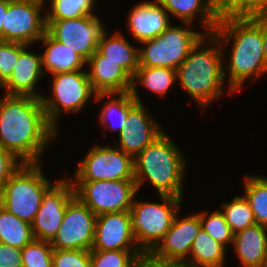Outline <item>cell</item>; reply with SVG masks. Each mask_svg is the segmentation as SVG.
I'll return each mask as SVG.
<instances>
[{
	"label": "cell",
	"instance_id": "1",
	"mask_svg": "<svg viewBox=\"0 0 267 267\" xmlns=\"http://www.w3.org/2000/svg\"><path fill=\"white\" fill-rule=\"evenodd\" d=\"M57 133L47 121L41 98L6 94L0 98V146L23 164L40 163L43 149Z\"/></svg>",
	"mask_w": 267,
	"mask_h": 267
},
{
	"label": "cell",
	"instance_id": "2",
	"mask_svg": "<svg viewBox=\"0 0 267 267\" xmlns=\"http://www.w3.org/2000/svg\"><path fill=\"white\" fill-rule=\"evenodd\" d=\"M212 34L225 45L231 40L229 65L226 66L229 94L240 90L248 78L256 80L267 72L260 26L251 17L220 20Z\"/></svg>",
	"mask_w": 267,
	"mask_h": 267
},
{
	"label": "cell",
	"instance_id": "3",
	"mask_svg": "<svg viewBox=\"0 0 267 267\" xmlns=\"http://www.w3.org/2000/svg\"><path fill=\"white\" fill-rule=\"evenodd\" d=\"M221 45L212 33L205 34L176 69L177 80L201 109L223 93L226 73Z\"/></svg>",
	"mask_w": 267,
	"mask_h": 267
},
{
	"label": "cell",
	"instance_id": "4",
	"mask_svg": "<svg viewBox=\"0 0 267 267\" xmlns=\"http://www.w3.org/2000/svg\"><path fill=\"white\" fill-rule=\"evenodd\" d=\"M165 131L134 158L137 191L148 180L159 195L182 198L186 161Z\"/></svg>",
	"mask_w": 267,
	"mask_h": 267
},
{
	"label": "cell",
	"instance_id": "5",
	"mask_svg": "<svg viewBox=\"0 0 267 267\" xmlns=\"http://www.w3.org/2000/svg\"><path fill=\"white\" fill-rule=\"evenodd\" d=\"M40 165L22 164L0 192V206L29 224L36 217L44 192L53 184Z\"/></svg>",
	"mask_w": 267,
	"mask_h": 267
},
{
	"label": "cell",
	"instance_id": "6",
	"mask_svg": "<svg viewBox=\"0 0 267 267\" xmlns=\"http://www.w3.org/2000/svg\"><path fill=\"white\" fill-rule=\"evenodd\" d=\"M161 203L135 201L130 209L131 231L138 248L149 255L171 228L182 198L159 195Z\"/></svg>",
	"mask_w": 267,
	"mask_h": 267
},
{
	"label": "cell",
	"instance_id": "7",
	"mask_svg": "<svg viewBox=\"0 0 267 267\" xmlns=\"http://www.w3.org/2000/svg\"><path fill=\"white\" fill-rule=\"evenodd\" d=\"M52 75L53 97L42 96L41 100L47 121L56 130L58 128L56 122L62 111L80 112L92 96L98 101L105 97L111 98L113 95V93H96L92 88L87 71L77 70Z\"/></svg>",
	"mask_w": 267,
	"mask_h": 267
},
{
	"label": "cell",
	"instance_id": "8",
	"mask_svg": "<svg viewBox=\"0 0 267 267\" xmlns=\"http://www.w3.org/2000/svg\"><path fill=\"white\" fill-rule=\"evenodd\" d=\"M205 34L187 26L183 28L170 25L161 35L141 42L145 48L139 49V67H167L176 70Z\"/></svg>",
	"mask_w": 267,
	"mask_h": 267
},
{
	"label": "cell",
	"instance_id": "9",
	"mask_svg": "<svg viewBox=\"0 0 267 267\" xmlns=\"http://www.w3.org/2000/svg\"><path fill=\"white\" fill-rule=\"evenodd\" d=\"M75 196L96 216L130 211L137 193L135 180L72 181Z\"/></svg>",
	"mask_w": 267,
	"mask_h": 267
},
{
	"label": "cell",
	"instance_id": "10",
	"mask_svg": "<svg viewBox=\"0 0 267 267\" xmlns=\"http://www.w3.org/2000/svg\"><path fill=\"white\" fill-rule=\"evenodd\" d=\"M75 180H135L134 158L120 148L94 145L78 166Z\"/></svg>",
	"mask_w": 267,
	"mask_h": 267
},
{
	"label": "cell",
	"instance_id": "11",
	"mask_svg": "<svg viewBox=\"0 0 267 267\" xmlns=\"http://www.w3.org/2000/svg\"><path fill=\"white\" fill-rule=\"evenodd\" d=\"M46 32L87 61L97 50L105 26L97 15L75 19L46 20Z\"/></svg>",
	"mask_w": 267,
	"mask_h": 267
},
{
	"label": "cell",
	"instance_id": "12",
	"mask_svg": "<svg viewBox=\"0 0 267 267\" xmlns=\"http://www.w3.org/2000/svg\"><path fill=\"white\" fill-rule=\"evenodd\" d=\"M97 216L76 196L68 203L53 249L91 251Z\"/></svg>",
	"mask_w": 267,
	"mask_h": 267
},
{
	"label": "cell",
	"instance_id": "13",
	"mask_svg": "<svg viewBox=\"0 0 267 267\" xmlns=\"http://www.w3.org/2000/svg\"><path fill=\"white\" fill-rule=\"evenodd\" d=\"M45 0L10 2L3 22V41L31 45L46 33V17L40 12Z\"/></svg>",
	"mask_w": 267,
	"mask_h": 267
},
{
	"label": "cell",
	"instance_id": "14",
	"mask_svg": "<svg viewBox=\"0 0 267 267\" xmlns=\"http://www.w3.org/2000/svg\"><path fill=\"white\" fill-rule=\"evenodd\" d=\"M75 197L71 179L52 184L42 197V204L31 224L34 239L51 242L57 235L68 203Z\"/></svg>",
	"mask_w": 267,
	"mask_h": 267
},
{
	"label": "cell",
	"instance_id": "15",
	"mask_svg": "<svg viewBox=\"0 0 267 267\" xmlns=\"http://www.w3.org/2000/svg\"><path fill=\"white\" fill-rule=\"evenodd\" d=\"M178 214L163 240L149 254L153 260L182 265L190 255L192 243L201 228L199 213L185 218H179Z\"/></svg>",
	"mask_w": 267,
	"mask_h": 267
},
{
	"label": "cell",
	"instance_id": "16",
	"mask_svg": "<svg viewBox=\"0 0 267 267\" xmlns=\"http://www.w3.org/2000/svg\"><path fill=\"white\" fill-rule=\"evenodd\" d=\"M105 250L141 251L131 231L130 211L104 213L97 216L91 251Z\"/></svg>",
	"mask_w": 267,
	"mask_h": 267
},
{
	"label": "cell",
	"instance_id": "17",
	"mask_svg": "<svg viewBox=\"0 0 267 267\" xmlns=\"http://www.w3.org/2000/svg\"><path fill=\"white\" fill-rule=\"evenodd\" d=\"M145 109L143 103H136L128 112L126 126L118 134V148L133 158L164 132Z\"/></svg>",
	"mask_w": 267,
	"mask_h": 267
},
{
	"label": "cell",
	"instance_id": "18",
	"mask_svg": "<svg viewBox=\"0 0 267 267\" xmlns=\"http://www.w3.org/2000/svg\"><path fill=\"white\" fill-rule=\"evenodd\" d=\"M128 16L130 33L139 43L161 35L170 26L169 13L156 0L135 5Z\"/></svg>",
	"mask_w": 267,
	"mask_h": 267
},
{
	"label": "cell",
	"instance_id": "19",
	"mask_svg": "<svg viewBox=\"0 0 267 267\" xmlns=\"http://www.w3.org/2000/svg\"><path fill=\"white\" fill-rule=\"evenodd\" d=\"M86 63L90 66L87 74L96 93L130 92L132 77L116 62L103 60V55L96 50Z\"/></svg>",
	"mask_w": 267,
	"mask_h": 267
},
{
	"label": "cell",
	"instance_id": "20",
	"mask_svg": "<svg viewBox=\"0 0 267 267\" xmlns=\"http://www.w3.org/2000/svg\"><path fill=\"white\" fill-rule=\"evenodd\" d=\"M27 47L29 45L20 52L11 77L2 87L6 89V95L41 98L43 95L35 92V84L44 75L41 55L28 51Z\"/></svg>",
	"mask_w": 267,
	"mask_h": 267
},
{
	"label": "cell",
	"instance_id": "21",
	"mask_svg": "<svg viewBox=\"0 0 267 267\" xmlns=\"http://www.w3.org/2000/svg\"><path fill=\"white\" fill-rule=\"evenodd\" d=\"M233 247L243 267L267 263V227L255 224L234 234Z\"/></svg>",
	"mask_w": 267,
	"mask_h": 267
},
{
	"label": "cell",
	"instance_id": "22",
	"mask_svg": "<svg viewBox=\"0 0 267 267\" xmlns=\"http://www.w3.org/2000/svg\"><path fill=\"white\" fill-rule=\"evenodd\" d=\"M39 41L46 46L45 52L41 55L44 74V70L51 74L82 70L86 64V61L79 54L53 39L47 32Z\"/></svg>",
	"mask_w": 267,
	"mask_h": 267
},
{
	"label": "cell",
	"instance_id": "23",
	"mask_svg": "<svg viewBox=\"0 0 267 267\" xmlns=\"http://www.w3.org/2000/svg\"><path fill=\"white\" fill-rule=\"evenodd\" d=\"M106 30L101 34L97 51L103 55V60H112L123 68L131 77L139 68V48L133 47L120 33L106 38Z\"/></svg>",
	"mask_w": 267,
	"mask_h": 267
},
{
	"label": "cell",
	"instance_id": "24",
	"mask_svg": "<svg viewBox=\"0 0 267 267\" xmlns=\"http://www.w3.org/2000/svg\"><path fill=\"white\" fill-rule=\"evenodd\" d=\"M167 12H170L183 21L186 25H191L195 17L199 16L205 33L213 32L218 24V20L212 14L208 0H156Z\"/></svg>",
	"mask_w": 267,
	"mask_h": 267
},
{
	"label": "cell",
	"instance_id": "25",
	"mask_svg": "<svg viewBox=\"0 0 267 267\" xmlns=\"http://www.w3.org/2000/svg\"><path fill=\"white\" fill-rule=\"evenodd\" d=\"M226 248L212 239L200 228L191 246L189 257L182 264L184 267H224Z\"/></svg>",
	"mask_w": 267,
	"mask_h": 267
},
{
	"label": "cell",
	"instance_id": "26",
	"mask_svg": "<svg viewBox=\"0 0 267 267\" xmlns=\"http://www.w3.org/2000/svg\"><path fill=\"white\" fill-rule=\"evenodd\" d=\"M176 79L175 69L167 67H139L132 77L131 96L137 103H142L136 87L138 82L146 86L151 92L164 96Z\"/></svg>",
	"mask_w": 267,
	"mask_h": 267
},
{
	"label": "cell",
	"instance_id": "27",
	"mask_svg": "<svg viewBox=\"0 0 267 267\" xmlns=\"http://www.w3.org/2000/svg\"><path fill=\"white\" fill-rule=\"evenodd\" d=\"M33 239L31 224L0 206V243L23 249Z\"/></svg>",
	"mask_w": 267,
	"mask_h": 267
},
{
	"label": "cell",
	"instance_id": "28",
	"mask_svg": "<svg viewBox=\"0 0 267 267\" xmlns=\"http://www.w3.org/2000/svg\"><path fill=\"white\" fill-rule=\"evenodd\" d=\"M244 197L249 203L256 224L267 227V177L246 176Z\"/></svg>",
	"mask_w": 267,
	"mask_h": 267
},
{
	"label": "cell",
	"instance_id": "29",
	"mask_svg": "<svg viewBox=\"0 0 267 267\" xmlns=\"http://www.w3.org/2000/svg\"><path fill=\"white\" fill-rule=\"evenodd\" d=\"M113 95H118L119 98L115 99L113 96V98L105 103L102 112H100L99 120L103 126L105 125L107 128H110L109 131L117 129L119 134L126 126L129 110L137 103V101L131 96L130 92L113 93ZM113 116H118V118L114 117V119H112ZM115 119L117 120L116 124ZM109 123L112 124L110 125Z\"/></svg>",
	"mask_w": 267,
	"mask_h": 267
},
{
	"label": "cell",
	"instance_id": "30",
	"mask_svg": "<svg viewBox=\"0 0 267 267\" xmlns=\"http://www.w3.org/2000/svg\"><path fill=\"white\" fill-rule=\"evenodd\" d=\"M221 208L234 234L256 224L253 211L244 196H236L232 202L222 204Z\"/></svg>",
	"mask_w": 267,
	"mask_h": 267
},
{
	"label": "cell",
	"instance_id": "31",
	"mask_svg": "<svg viewBox=\"0 0 267 267\" xmlns=\"http://www.w3.org/2000/svg\"><path fill=\"white\" fill-rule=\"evenodd\" d=\"M95 0H51L49 13H45L46 20L75 19L92 13Z\"/></svg>",
	"mask_w": 267,
	"mask_h": 267
},
{
	"label": "cell",
	"instance_id": "32",
	"mask_svg": "<svg viewBox=\"0 0 267 267\" xmlns=\"http://www.w3.org/2000/svg\"><path fill=\"white\" fill-rule=\"evenodd\" d=\"M143 256L142 251H90V267H135Z\"/></svg>",
	"mask_w": 267,
	"mask_h": 267
},
{
	"label": "cell",
	"instance_id": "33",
	"mask_svg": "<svg viewBox=\"0 0 267 267\" xmlns=\"http://www.w3.org/2000/svg\"><path fill=\"white\" fill-rule=\"evenodd\" d=\"M207 212H200L199 219L202 229L215 241L226 247V244H233L234 233L225 220L224 214L216 210L211 215Z\"/></svg>",
	"mask_w": 267,
	"mask_h": 267
},
{
	"label": "cell",
	"instance_id": "34",
	"mask_svg": "<svg viewBox=\"0 0 267 267\" xmlns=\"http://www.w3.org/2000/svg\"><path fill=\"white\" fill-rule=\"evenodd\" d=\"M22 267H53L50 242L33 239L21 249Z\"/></svg>",
	"mask_w": 267,
	"mask_h": 267
},
{
	"label": "cell",
	"instance_id": "35",
	"mask_svg": "<svg viewBox=\"0 0 267 267\" xmlns=\"http://www.w3.org/2000/svg\"><path fill=\"white\" fill-rule=\"evenodd\" d=\"M28 45L0 40V87L11 77L20 52Z\"/></svg>",
	"mask_w": 267,
	"mask_h": 267
},
{
	"label": "cell",
	"instance_id": "36",
	"mask_svg": "<svg viewBox=\"0 0 267 267\" xmlns=\"http://www.w3.org/2000/svg\"><path fill=\"white\" fill-rule=\"evenodd\" d=\"M53 267H90V251L53 249Z\"/></svg>",
	"mask_w": 267,
	"mask_h": 267
},
{
	"label": "cell",
	"instance_id": "37",
	"mask_svg": "<svg viewBox=\"0 0 267 267\" xmlns=\"http://www.w3.org/2000/svg\"><path fill=\"white\" fill-rule=\"evenodd\" d=\"M208 3L218 21L224 18L243 17V0H208Z\"/></svg>",
	"mask_w": 267,
	"mask_h": 267
},
{
	"label": "cell",
	"instance_id": "38",
	"mask_svg": "<svg viewBox=\"0 0 267 267\" xmlns=\"http://www.w3.org/2000/svg\"><path fill=\"white\" fill-rule=\"evenodd\" d=\"M17 159L12 153L6 151L0 146V192L9 178L19 169L23 164L17 162Z\"/></svg>",
	"mask_w": 267,
	"mask_h": 267
},
{
	"label": "cell",
	"instance_id": "39",
	"mask_svg": "<svg viewBox=\"0 0 267 267\" xmlns=\"http://www.w3.org/2000/svg\"><path fill=\"white\" fill-rule=\"evenodd\" d=\"M0 267H22L21 249L0 243Z\"/></svg>",
	"mask_w": 267,
	"mask_h": 267
},
{
	"label": "cell",
	"instance_id": "40",
	"mask_svg": "<svg viewBox=\"0 0 267 267\" xmlns=\"http://www.w3.org/2000/svg\"><path fill=\"white\" fill-rule=\"evenodd\" d=\"M267 13V0H243V17Z\"/></svg>",
	"mask_w": 267,
	"mask_h": 267
},
{
	"label": "cell",
	"instance_id": "41",
	"mask_svg": "<svg viewBox=\"0 0 267 267\" xmlns=\"http://www.w3.org/2000/svg\"><path fill=\"white\" fill-rule=\"evenodd\" d=\"M135 267H184L176 263H164L153 260L149 255L141 257Z\"/></svg>",
	"mask_w": 267,
	"mask_h": 267
},
{
	"label": "cell",
	"instance_id": "42",
	"mask_svg": "<svg viewBox=\"0 0 267 267\" xmlns=\"http://www.w3.org/2000/svg\"><path fill=\"white\" fill-rule=\"evenodd\" d=\"M261 28V34L263 37V49L265 61L267 64V13L260 14L254 17H251Z\"/></svg>",
	"mask_w": 267,
	"mask_h": 267
},
{
	"label": "cell",
	"instance_id": "43",
	"mask_svg": "<svg viewBox=\"0 0 267 267\" xmlns=\"http://www.w3.org/2000/svg\"><path fill=\"white\" fill-rule=\"evenodd\" d=\"M9 1L0 0V40L3 41V22L7 14Z\"/></svg>",
	"mask_w": 267,
	"mask_h": 267
},
{
	"label": "cell",
	"instance_id": "44",
	"mask_svg": "<svg viewBox=\"0 0 267 267\" xmlns=\"http://www.w3.org/2000/svg\"><path fill=\"white\" fill-rule=\"evenodd\" d=\"M7 1L14 2V1H23V0H7Z\"/></svg>",
	"mask_w": 267,
	"mask_h": 267
}]
</instances>
